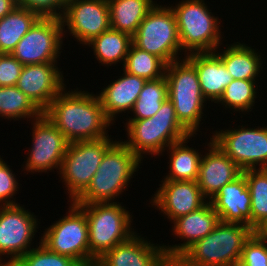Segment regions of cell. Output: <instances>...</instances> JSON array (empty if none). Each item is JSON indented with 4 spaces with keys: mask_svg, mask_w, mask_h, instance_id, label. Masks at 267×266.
Instances as JSON below:
<instances>
[{
    "mask_svg": "<svg viewBox=\"0 0 267 266\" xmlns=\"http://www.w3.org/2000/svg\"><path fill=\"white\" fill-rule=\"evenodd\" d=\"M253 229L241 223L219 221L202 239L194 242L172 266H238L245 242Z\"/></svg>",
    "mask_w": 267,
    "mask_h": 266,
    "instance_id": "cell-2",
    "label": "cell"
},
{
    "mask_svg": "<svg viewBox=\"0 0 267 266\" xmlns=\"http://www.w3.org/2000/svg\"><path fill=\"white\" fill-rule=\"evenodd\" d=\"M165 77L168 99L174 105L178 121L191 135L196 134L208 102L202 94L195 66L183 57L166 65Z\"/></svg>",
    "mask_w": 267,
    "mask_h": 266,
    "instance_id": "cell-7",
    "label": "cell"
},
{
    "mask_svg": "<svg viewBox=\"0 0 267 266\" xmlns=\"http://www.w3.org/2000/svg\"><path fill=\"white\" fill-rule=\"evenodd\" d=\"M24 207L20 204L0 206V257L19 259L34 248L31 243L40 222Z\"/></svg>",
    "mask_w": 267,
    "mask_h": 266,
    "instance_id": "cell-15",
    "label": "cell"
},
{
    "mask_svg": "<svg viewBox=\"0 0 267 266\" xmlns=\"http://www.w3.org/2000/svg\"><path fill=\"white\" fill-rule=\"evenodd\" d=\"M77 205L86 214L89 228V261L94 266L106 252L137 233L131 228L133 216L119 202Z\"/></svg>",
    "mask_w": 267,
    "mask_h": 266,
    "instance_id": "cell-5",
    "label": "cell"
},
{
    "mask_svg": "<svg viewBox=\"0 0 267 266\" xmlns=\"http://www.w3.org/2000/svg\"><path fill=\"white\" fill-rule=\"evenodd\" d=\"M131 44L132 37L129 34L109 28L86 46H91L97 61L107 67L120 62L124 65Z\"/></svg>",
    "mask_w": 267,
    "mask_h": 266,
    "instance_id": "cell-27",
    "label": "cell"
},
{
    "mask_svg": "<svg viewBox=\"0 0 267 266\" xmlns=\"http://www.w3.org/2000/svg\"><path fill=\"white\" fill-rule=\"evenodd\" d=\"M95 266H172V263L167 259L163 245L135 233L106 252Z\"/></svg>",
    "mask_w": 267,
    "mask_h": 266,
    "instance_id": "cell-18",
    "label": "cell"
},
{
    "mask_svg": "<svg viewBox=\"0 0 267 266\" xmlns=\"http://www.w3.org/2000/svg\"><path fill=\"white\" fill-rule=\"evenodd\" d=\"M238 266H267V239L252 234L244 244Z\"/></svg>",
    "mask_w": 267,
    "mask_h": 266,
    "instance_id": "cell-35",
    "label": "cell"
},
{
    "mask_svg": "<svg viewBox=\"0 0 267 266\" xmlns=\"http://www.w3.org/2000/svg\"><path fill=\"white\" fill-rule=\"evenodd\" d=\"M32 122V147L23 170L34 174L58 169L59 174L69 142L44 114Z\"/></svg>",
    "mask_w": 267,
    "mask_h": 266,
    "instance_id": "cell-13",
    "label": "cell"
},
{
    "mask_svg": "<svg viewBox=\"0 0 267 266\" xmlns=\"http://www.w3.org/2000/svg\"><path fill=\"white\" fill-rule=\"evenodd\" d=\"M17 6V0H0V19Z\"/></svg>",
    "mask_w": 267,
    "mask_h": 266,
    "instance_id": "cell-39",
    "label": "cell"
},
{
    "mask_svg": "<svg viewBox=\"0 0 267 266\" xmlns=\"http://www.w3.org/2000/svg\"><path fill=\"white\" fill-rule=\"evenodd\" d=\"M0 257V266H19V260L16 258H9L8 261ZM7 261V262H6ZM3 262V263H2Z\"/></svg>",
    "mask_w": 267,
    "mask_h": 266,
    "instance_id": "cell-41",
    "label": "cell"
},
{
    "mask_svg": "<svg viewBox=\"0 0 267 266\" xmlns=\"http://www.w3.org/2000/svg\"><path fill=\"white\" fill-rule=\"evenodd\" d=\"M253 234L257 237L267 239V216L253 229Z\"/></svg>",
    "mask_w": 267,
    "mask_h": 266,
    "instance_id": "cell-40",
    "label": "cell"
},
{
    "mask_svg": "<svg viewBox=\"0 0 267 266\" xmlns=\"http://www.w3.org/2000/svg\"><path fill=\"white\" fill-rule=\"evenodd\" d=\"M19 266H94L89 260L77 259L60 255L48 250L39 241V246L28 251L19 259Z\"/></svg>",
    "mask_w": 267,
    "mask_h": 266,
    "instance_id": "cell-34",
    "label": "cell"
},
{
    "mask_svg": "<svg viewBox=\"0 0 267 266\" xmlns=\"http://www.w3.org/2000/svg\"><path fill=\"white\" fill-rule=\"evenodd\" d=\"M42 114L34 102L16 86L0 87V117L8 120H34Z\"/></svg>",
    "mask_w": 267,
    "mask_h": 266,
    "instance_id": "cell-29",
    "label": "cell"
},
{
    "mask_svg": "<svg viewBox=\"0 0 267 266\" xmlns=\"http://www.w3.org/2000/svg\"><path fill=\"white\" fill-rule=\"evenodd\" d=\"M166 64L157 56L130 45L123 70L131 75L155 80L165 76Z\"/></svg>",
    "mask_w": 267,
    "mask_h": 266,
    "instance_id": "cell-31",
    "label": "cell"
},
{
    "mask_svg": "<svg viewBox=\"0 0 267 266\" xmlns=\"http://www.w3.org/2000/svg\"><path fill=\"white\" fill-rule=\"evenodd\" d=\"M170 7L175 15L184 57L219 49L223 38L219 29L221 19L210 12L204 0H182Z\"/></svg>",
    "mask_w": 267,
    "mask_h": 266,
    "instance_id": "cell-6",
    "label": "cell"
},
{
    "mask_svg": "<svg viewBox=\"0 0 267 266\" xmlns=\"http://www.w3.org/2000/svg\"><path fill=\"white\" fill-rule=\"evenodd\" d=\"M238 127L212 132V141L242 171L267 169V126L245 128L246 125H239Z\"/></svg>",
    "mask_w": 267,
    "mask_h": 266,
    "instance_id": "cell-10",
    "label": "cell"
},
{
    "mask_svg": "<svg viewBox=\"0 0 267 266\" xmlns=\"http://www.w3.org/2000/svg\"><path fill=\"white\" fill-rule=\"evenodd\" d=\"M256 82L258 81L234 79L224 89L222 96L216 103L225 106V109H234V112H251L257 99L258 85Z\"/></svg>",
    "mask_w": 267,
    "mask_h": 266,
    "instance_id": "cell-32",
    "label": "cell"
},
{
    "mask_svg": "<svg viewBox=\"0 0 267 266\" xmlns=\"http://www.w3.org/2000/svg\"><path fill=\"white\" fill-rule=\"evenodd\" d=\"M246 45L234 42L222 52L217 49L214 51L217 52L216 54L235 80H256L263 71L262 56L258 52L256 53L254 48Z\"/></svg>",
    "mask_w": 267,
    "mask_h": 266,
    "instance_id": "cell-24",
    "label": "cell"
},
{
    "mask_svg": "<svg viewBox=\"0 0 267 266\" xmlns=\"http://www.w3.org/2000/svg\"><path fill=\"white\" fill-rule=\"evenodd\" d=\"M23 66L12 54L0 53V87L16 86Z\"/></svg>",
    "mask_w": 267,
    "mask_h": 266,
    "instance_id": "cell-38",
    "label": "cell"
},
{
    "mask_svg": "<svg viewBox=\"0 0 267 266\" xmlns=\"http://www.w3.org/2000/svg\"><path fill=\"white\" fill-rule=\"evenodd\" d=\"M126 135L122 141L143 162L144 155H163L166 148L191 134L178 121L173 103L167 98L153 117L127 119ZM146 153V154H145Z\"/></svg>",
    "mask_w": 267,
    "mask_h": 266,
    "instance_id": "cell-4",
    "label": "cell"
},
{
    "mask_svg": "<svg viewBox=\"0 0 267 266\" xmlns=\"http://www.w3.org/2000/svg\"><path fill=\"white\" fill-rule=\"evenodd\" d=\"M63 38L60 18L40 17L21 38L11 54L22 65L58 62Z\"/></svg>",
    "mask_w": 267,
    "mask_h": 266,
    "instance_id": "cell-12",
    "label": "cell"
},
{
    "mask_svg": "<svg viewBox=\"0 0 267 266\" xmlns=\"http://www.w3.org/2000/svg\"><path fill=\"white\" fill-rule=\"evenodd\" d=\"M132 44L159 57L166 65L181 59L179 32L171 7L156 2L132 36Z\"/></svg>",
    "mask_w": 267,
    "mask_h": 266,
    "instance_id": "cell-8",
    "label": "cell"
},
{
    "mask_svg": "<svg viewBox=\"0 0 267 266\" xmlns=\"http://www.w3.org/2000/svg\"><path fill=\"white\" fill-rule=\"evenodd\" d=\"M16 174L10 169L0 155V206L18 205L14 199V195L18 192L19 181L15 177ZM17 191V192H16ZM14 199L11 200V199Z\"/></svg>",
    "mask_w": 267,
    "mask_h": 266,
    "instance_id": "cell-36",
    "label": "cell"
},
{
    "mask_svg": "<svg viewBox=\"0 0 267 266\" xmlns=\"http://www.w3.org/2000/svg\"><path fill=\"white\" fill-rule=\"evenodd\" d=\"M157 192L149 201L171 222L202 207L204 198L197 181L162 180Z\"/></svg>",
    "mask_w": 267,
    "mask_h": 266,
    "instance_id": "cell-17",
    "label": "cell"
},
{
    "mask_svg": "<svg viewBox=\"0 0 267 266\" xmlns=\"http://www.w3.org/2000/svg\"><path fill=\"white\" fill-rule=\"evenodd\" d=\"M168 83L165 76L147 80L138 96L129 119H147L153 117L168 98Z\"/></svg>",
    "mask_w": 267,
    "mask_h": 266,
    "instance_id": "cell-30",
    "label": "cell"
},
{
    "mask_svg": "<svg viewBox=\"0 0 267 266\" xmlns=\"http://www.w3.org/2000/svg\"><path fill=\"white\" fill-rule=\"evenodd\" d=\"M205 155H202L197 184L202 195L210 201L219 190L242 174V170L227 156L210 137Z\"/></svg>",
    "mask_w": 267,
    "mask_h": 266,
    "instance_id": "cell-19",
    "label": "cell"
},
{
    "mask_svg": "<svg viewBox=\"0 0 267 266\" xmlns=\"http://www.w3.org/2000/svg\"><path fill=\"white\" fill-rule=\"evenodd\" d=\"M66 216L46 228L40 243L48 250L72 258L89 260V228L85 212L69 203Z\"/></svg>",
    "mask_w": 267,
    "mask_h": 266,
    "instance_id": "cell-11",
    "label": "cell"
},
{
    "mask_svg": "<svg viewBox=\"0 0 267 266\" xmlns=\"http://www.w3.org/2000/svg\"><path fill=\"white\" fill-rule=\"evenodd\" d=\"M40 16L29 9L16 6L0 19V53H12L21 38Z\"/></svg>",
    "mask_w": 267,
    "mask_h": 266,
    "instance_id": "cell-28",
    "label": "cell"
},
{
    "mask_svg": "<svg viewBox=\"0 0 267 266\" xmlns=\"http://www.w3.org/2000/svg\"><path fill=\"white\" fill-rule=\"evenodd\" d=\"M60 70L57 62L24 65L16 87L43 112L67 87Z\"/></svg>",
    "mask_w": 267,
    "mask_h": 266,
    "instance_id": "cell-16",
    "label": "cell"
},
{
    "mask_svg": "<svg viewBox=\"0 0 267 266\" xmlns=\"http://www.w3.org/2000/svg\"><path fill=\"white\" fill-rule=\"evenodd\" d=\"M219 221L218 214L210 201H207L198 210L172 221L174 236L184 242L168 246L164 244L163 248L167 259L173 263L194 242L207 236Z\"/></svg>",
    "mask_w": 267,
    "mask_h": 266,
    "instance_id": "cell-20",
    "label": "cell"
},
{
    "mask_svg": "<svg viewBox=\"0 0 267 266\" xmlns=\"http://www.w3.org/2000/svg\"><path fill=\"white\" fill-rule=\"evenodd\" d=\"M153 0H107L111 28L129 34L137 32L138 26L154 7Z\"/></svg>",
    "mask_w": 267,
    "mask_h": 266,
    "instance_id": "cell-26",
    "label": "cell"
},
{
    "mask_svg": "<svg viewBox=\"0 0 267 266\" xmlns=\"http://www.w3.org/2000/svg\"><path fill=\"white\" fill-rule=\"evenodd\" d=\"M110 137L69 143L60 169V177L74 202L89 186L105 152L116 142ZM70 200V201H69Z\"/></svg>",
    "mask_w": 267,
    "mask_h": 266,
    "instance_id": "cell-9",
    "label": "cell"
},
{
    "mask_svg": "<svg viewBox=\"0 0 267 266\" xmlns=\"http://www.w3.org/2000/svg\"><path fill=\"white\" fill-rule=\"evenodd\" d=\"M67 0H17V5L36 12L40 17L61 18Z\"/></svg>",
    "mask_w": 267,
    "mask_h": 266,
    "instance_id": "cell-37",
    "label": "cell"
},
{
    "mask_svg": "<svg viewBox=\"0 0 267 266\" xmlns=\"http://www.w3.org/2000/svg\"><path fill=\"white\" fill-rule=\"evenodd\" d=\"M251 194V228L267 216V169L242 171Z\"/></svg>",
    "mask_w": 267,
    "mask_h": 266,
    "instance_id": "cell-33",
    "label": "cell"
},
{
    "mask_svg": "<svg viewBox=\"0 0 267 266\" xmlns=\"http://www.w3.org/2000/svg\"><path fill=\"white\" fill-rule=\"evenodd\" d=\"M117 80L103 87L98 95L106 116L113 122L119 113H130L147 80L123 70ZM130 112H129V111Z\"/></svg>",
    "mask_w": 267,
    "mask_h": 266,
    "instance_id": "cell-23",
    "label": "cell"
},
{
    "mask_svg": "<svg viewBox=\"0 0 267 266\" xmlns=\"http://www.w3.org/2000/svg\"><path fill=\"white\" fill-rule=\"evenodd\" d=\"M60 19L64 38L69 31L82 45L111 28L107 0H67Z\"/></svg>",
    "mask_w": 267,
    "mask_h": 266,
    "instance_id": "cell-14",
    "label": "cell"
},
{
    "mask_svg": "<svg viewBox=\"0 0 267 266\" xmlns=\"http://www.w3.org/2000/svg\"><path fill=\"white\" fill-rule=\"evenodd\" d=\"M195 135L188 136L184 140L173 143L167 147L169 150L168 174L163 180L173 181H197L201 152L189 147L186 143Z\"/></svg>",
    "mask_w": 267,
    "mask_h": 266,
    "instance_id": "cell-25",
    "label": "cell"
},
{
    "mask_svg": "<svg viewBox=\"0 0 267 266\" xmlns=\"http://www.w3.org/2000/svg\"><path fill=\"white\" fill-rule=\"evenodd\" d=\"M210 202L220 221L241 223L251 228V194L243 173L225 184Z\"/></svg>",
    "mask_w": 267,
    "mask_h": 266,
    "instance_id": "cell-21",
    "label": "cell"
},
{
    "mask_svg": "<svg viewBox=\"0 0 267 266\" xmlns=\"http://www.w3.org/2000/svg\"><path fill=\"white\" fill-rule=\"evenodd\" d=\"M194 66L201 91L206 100L216 103L224 89L233 81L216 52L193 53L185 56Z\"/></svg>",
    "mask_w": 267,
    "mask_h": 266,
    "instance_id": "cell-22",
    "label": "cell"
},
{
    "mask_svg": "<svg viewBox=\"0 0 267 266\" xmlns=\"http://www.w3.org/2000/svg\"><path fill=\"white\" fill-rule=\"evenodd\" d=\"M64 88L43 111L69 143L93 141L109 136L114 123L106 116L96 93Z\"/></svg>",
    "mask_w": 267,
    "mask_h": 266,
    "instance_id": "cell-1",
    "label": "cell"
},
{
    "mask_svg": "<svg viewBox=\"0 0 267 266\" xmlns=\"http://www.w3.org/2000/svg\"><path fill=\"white\" fill-rule=\"evenodd\" d=\"M142 160L122 140L116 141L104 154L87 189L74 201L75 204L116 202L131 182ZM124 190V191H123ZM116 197V198H115Z\"/></svg>",
    "mask_w": 267,
    "mask_h": 266,
    "instance_id": "cell-3",
    "label": "cell"
}]
</instances>
